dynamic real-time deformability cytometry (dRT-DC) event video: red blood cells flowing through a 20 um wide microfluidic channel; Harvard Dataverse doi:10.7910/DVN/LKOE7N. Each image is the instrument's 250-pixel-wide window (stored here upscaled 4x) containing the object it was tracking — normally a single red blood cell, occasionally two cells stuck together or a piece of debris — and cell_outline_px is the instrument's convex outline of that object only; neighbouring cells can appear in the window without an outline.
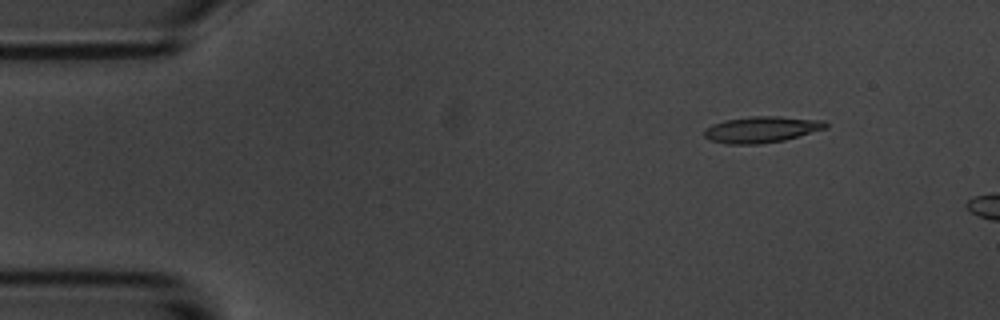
{"species": "common noctule bat (a hibernating species)", "species_latin": "Nyctalus noctula", "temperature_condition": "room temperature", "stored_images_in_passage": 11, "camera_frame_rate_fps": 3000, "um_per_image_px": 0.085, "animal": {"sex": "male", "body_mass_g": 20.1, "forearm_length_mm": 53.5}, "frame": {"image": 1, "passage_image": 7, "time_ms": 2.0, "image_size_px": [1000, 320], "cell_outline_px": [[828, 128], [784, 140], [760, 144], [728, 144], [712, 140], [704, 136], [704, 128], [712, 124], [724, 120], [752, 116], [776, 116], [824, 120], [828, 124]], "centroid_in_image_um": [64.74, 11.0], "position_along_channel_um": 20.3, "area_um2": 18.61}}